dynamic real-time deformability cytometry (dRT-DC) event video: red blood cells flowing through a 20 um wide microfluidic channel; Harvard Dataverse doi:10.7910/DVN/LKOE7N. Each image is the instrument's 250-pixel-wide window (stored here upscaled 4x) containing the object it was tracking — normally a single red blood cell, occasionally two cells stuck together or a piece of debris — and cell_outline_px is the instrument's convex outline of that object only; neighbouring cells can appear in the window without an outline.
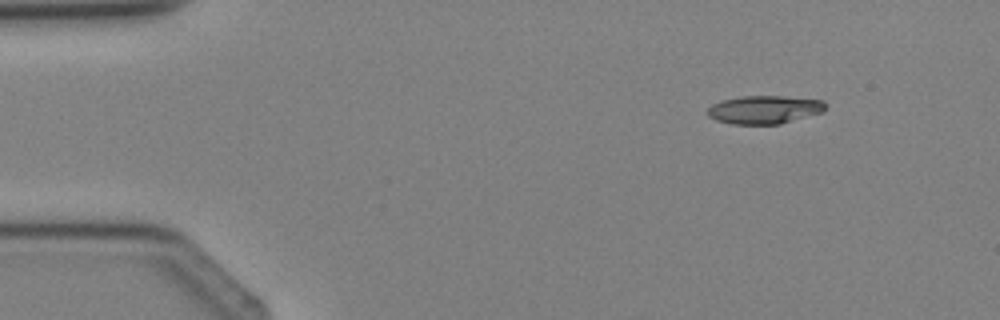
{"species": "Egyptian fruit bat (a non-hibernating species)", "species_latin": "Rousettus aegyptiacus", "temperature_condition": "cold", "stored_images_in_passage": 3, "camera_frame_rate_fps": 3000, "um_per_image_px": 0.085, "animal": {"sex": "female"}, "frame": {"image": 1, "passage_image": 1, "time_ms": 0.0, "image_size_px": [1000, 320], "cell_outline_px": [[828, 104], [824, 112], [780, 124], [732, 124], [716, 120], [708, 116], [704, 112], [712, 104], [720, 100], [744, 96], [784, 96], [824, 100]], "centroid_in_image_um": [64.99, 9.31], "position_along_channel_um": 20.0, "area_um2": 19.71}}